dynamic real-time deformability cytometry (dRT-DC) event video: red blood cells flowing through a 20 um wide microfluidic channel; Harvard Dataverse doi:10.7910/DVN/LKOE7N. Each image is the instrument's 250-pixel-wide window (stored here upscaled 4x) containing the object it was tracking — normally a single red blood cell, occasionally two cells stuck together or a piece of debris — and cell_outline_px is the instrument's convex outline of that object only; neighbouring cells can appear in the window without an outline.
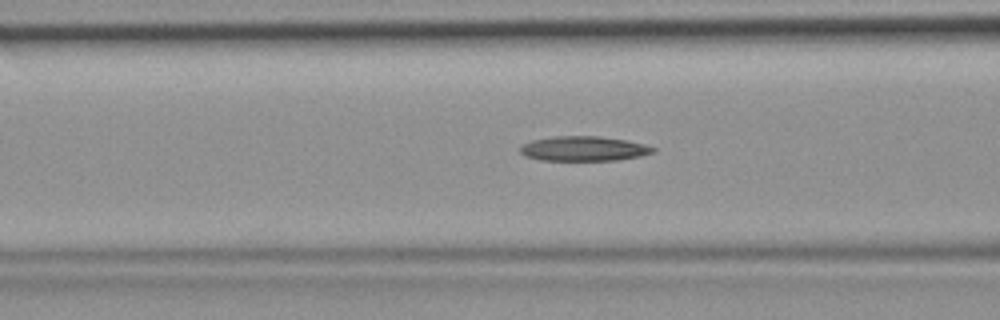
{"species": "common noctule bat (a hibernating species)", "species_latin": "Nyctalus noctula", "temperature_condition": "room temperature", "stored_images_in_passage": 46, "camera_frame_rate_fps": 3000, "um_per_image_px": 0.085, "animal": {"sex": "female", "body_mass_g": 19.9}, "frame": {"image": 1, "passage_image": 18, "time_ms": 5.667, "image_size_px": [1000, 320], "cell_outline_px": [[656, 152], [640, 156], [616, 160], [540, 160], [524, 156], [520, 152], [520, 144], [532, 140], [552, 136], [600, 136], [628, 140], [644, 144], [656, 148]], "centroid_in_image_um": [49.6, 12.63], "position_along_channel_um": 117.0, "area_um2": 19.36}}
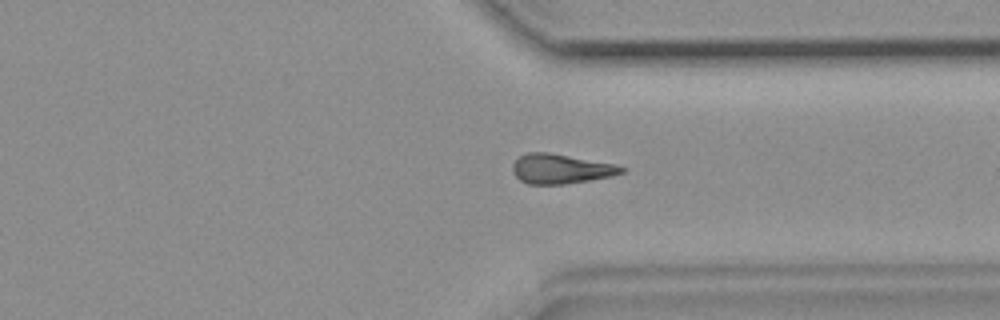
{"frame": {"image": 2, "passage_image": 35, "time_ms": 11.333, "image_size_px": [1000, 320], "cell_outline_px": [[628, 168], [624, 172], [612, 176], [564, 184], [528, 184], [520, 180], [512, 172], [512, 164], [520, 156], [528, 152], [548, 152], [616, 164]], "centroid_in_image_um": [47.68, 14.35], "position_along_channel_um": 363.7, "area_um2": 18.84}}
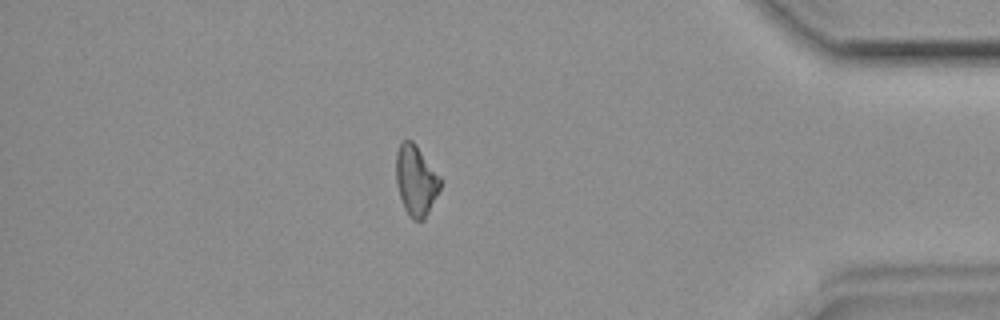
{"frame": {"image": 3, "passage_image": 40, "time_ms": 13.0, "image_size_px": [1000, 320], "cell_outline_px": [[440, 188], [424, 220], [412, 220], [408, 216], [404, 208], [396, 184], [396, 152], [400, 144], [404, 140], [412, 140], [416, 144], [440, 176]], "centroid_in_image_um": [35.34, 15.33], "position_along_channel_um": 399.9, "area_um2": 18.09}}